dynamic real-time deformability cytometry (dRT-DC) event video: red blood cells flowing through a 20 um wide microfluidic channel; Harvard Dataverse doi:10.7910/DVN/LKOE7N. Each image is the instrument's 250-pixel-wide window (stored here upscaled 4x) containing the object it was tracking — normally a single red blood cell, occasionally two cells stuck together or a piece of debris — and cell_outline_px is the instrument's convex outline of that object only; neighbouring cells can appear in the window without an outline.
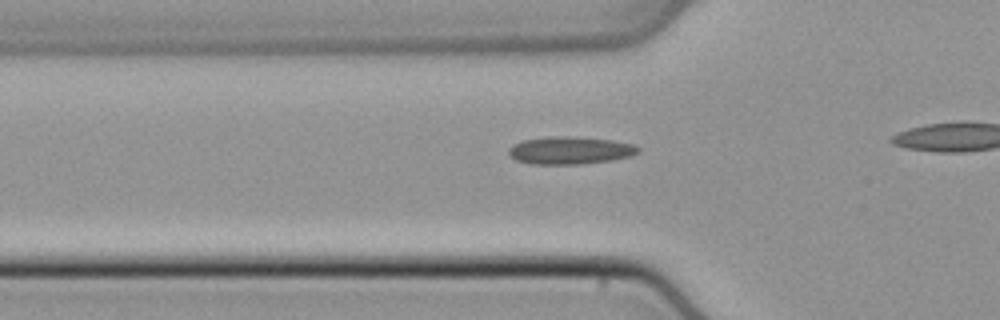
{"species": "common noctule bat (a hibernating species)", "species_latin": "Nyctalus noctula", "temperature_condition": "cold", "stored_images_in_passage": 12, "camera_frame_rate_fps": 3000, "um_per_image_px": 0.085, "animal": {"sex": "male", "body_mass_g": 21.5, "forearm_length_mm": 52.0}, "frame": {"image": 1, "passage_image": 4, "time_ms": 1.0, "image_size_px": [1000, 320], "cell_outline_px": [[640, 152], [632, 156], [612, 160], [580, 164], [532, 164], [516, 160], [508, 152], [508, 148], [524, 140], [552, 136], [560, 136], [612, 140], [632, 144], [640, 148]], "centroid_in_image_um": [48.49, 12.79], "position_along_channel_um": 77.3, "area_um2": 20.58}}
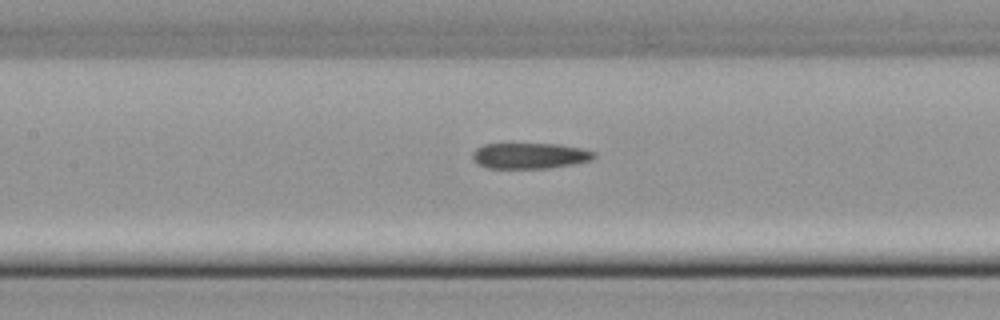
{"frame": {"image": 2, "passage_image": 10, "time_ms": 3.0, "image_size_px": [1000, 320], "cell_outline_px": [[596, 156], [592, 160], [572, 164], [548, 168], [488, 168], [472, 160], [472, 152], [476, 148], [484, 144], [504, 140], [508, 140], [560, 144], [580, 148], [596, 152]], "centroid_in_image_um": [44.97, 13.17], "position_along_channel_um": 162.4, "area_um2": 19.42}}